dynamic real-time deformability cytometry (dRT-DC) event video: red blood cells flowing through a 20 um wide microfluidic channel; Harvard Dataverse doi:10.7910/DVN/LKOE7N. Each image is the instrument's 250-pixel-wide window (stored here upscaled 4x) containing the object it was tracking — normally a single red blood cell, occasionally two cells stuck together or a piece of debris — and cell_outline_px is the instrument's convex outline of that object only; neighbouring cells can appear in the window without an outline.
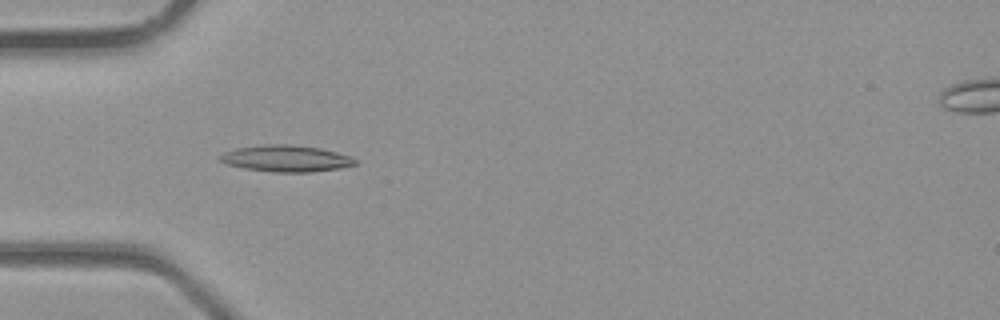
{"species": "common noctule bat (a hibernating species)", "species_latin": "Nyctalus noctula", "temperature_condition": "room temperature", "stored_images_in_passage": 27, "camera_frame_rate_fps": 3000, "um_per_image_px": 0.085, "animal": {"sex": "male", "body_mass_g": 23.1, "forearm_length_mm": 52.7}, "frame": {"image": 1, "passage_image": 1, "time_ms": 0.0, "image_size_px": [1000, 320], "cell_outline_px": [[356, 164], [340, 168], [312, 172], [276, 172], [244, 168], [228, 164], [220, 160], [216, 156], [224, 152], [236, 148], [268, 144], [284, 144], [320, 148], [336, 152], [348, 156], [356, 160]], "centroid_in_image_um": [24.29, 13.47], "position_along_channel_um": 60.7, "area_um2": 20.63}}
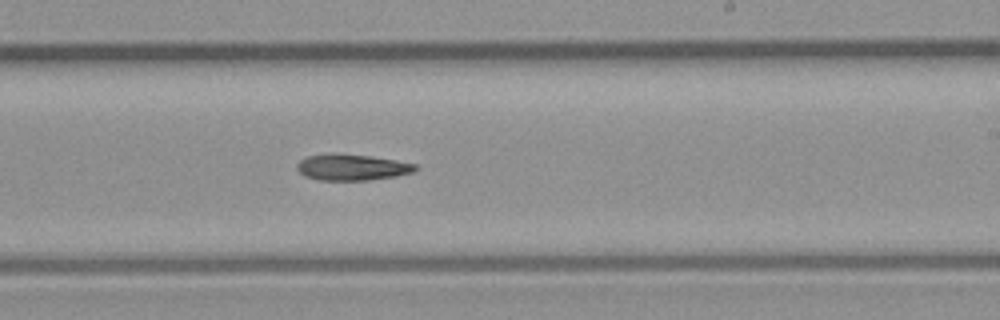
{"frame": {"image": 2, "passage_image": 12, "time_ms": 3.667, "image_size_px": [1000, 320], "cell_outline_px": [[420, 168], [412, 172], [396, 176], [368, 180], [320, 180], [304, 176], [296, 168], [296, 164], [300, 160], [308, 156], [336, 152], [372, 156], [396, 160], [416, 164]], "centroid_in_image_um": [29.91, 14.2], "position_along_channel_um": 259.1, "area_um2": 18.26}}
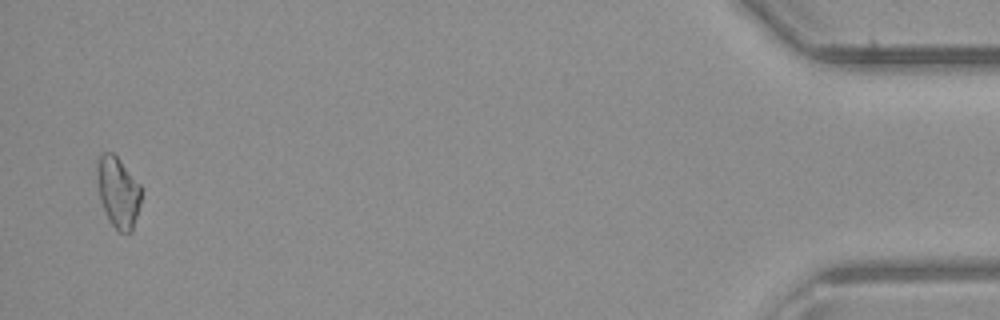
{"frame": {"image": 3, "passage_image": 26, "time_ms": 8.333, "image_size_px": [1000, 320], "cell_outline_px": [[140, 204], [132, 232], [120, 232], [112, 224], [100, 200], [96, 176], [96, 164], [100, 152], [112, 152], [116, 156], [140, 184]], "centroid_in_image_um": [10.01, 16.29], "position_along_channel_um": 425.2, "area_um2": 18.03}}